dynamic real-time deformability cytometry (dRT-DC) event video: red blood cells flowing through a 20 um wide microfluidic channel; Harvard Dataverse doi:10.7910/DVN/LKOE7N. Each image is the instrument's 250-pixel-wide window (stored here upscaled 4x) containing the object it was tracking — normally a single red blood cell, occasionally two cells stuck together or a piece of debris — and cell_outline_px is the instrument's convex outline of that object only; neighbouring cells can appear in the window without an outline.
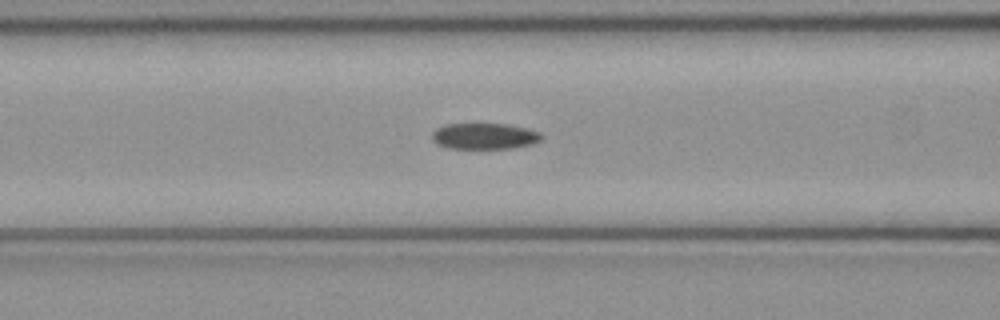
{"species": "common noctule bat (a hibernating species)", "species_latin": "Nyctalus noctula", "temperature_condition": "cold", "stored_images_in_passage": 43, "camera_frame_rate_fps": 3000, "um_per_image_px": 0.085, "animal": {"sex": "female", "body_mass_g": 21.9}, "frame": {"image": 1, "passage_image": 20, "time_ms": 6.333, "image_size_px": [1000, 320], "cell_outline_px": [[544, 136], [540, 140], [532, 144], [512, 148], [448, 148], [436, 144], [432, 140], [432, 132], [436, 128], [448, 124], [508, 124], [528, 128], [540, 132]], "centroid_in_image_um": [41.19, 11.57], "position_along_channel_um": 125.4, "area_um2": 16.7}}
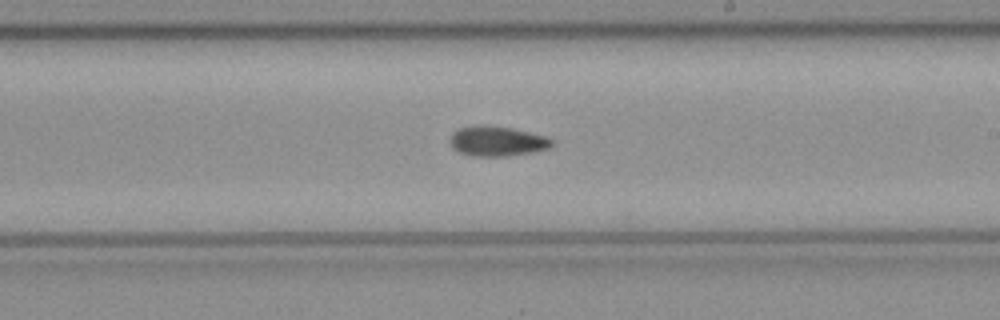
{"frame": {"image": 2, "passage_image": 29, "time_ms": 9.333, "image_size_px": [1000, 320], "cell_outline_px": [[552, 144], [548, 148], [532, 152], [504, 156], [472, 156], [460, 152], [452, 148], [448, 140], [452, 132], [460, 128], [512, 128], [548, 136], [552, 140]], "centroid_in_image_um": [42.26, 12.04], "position_along_channel_um": 246.7, "area_um2": 17.11}}
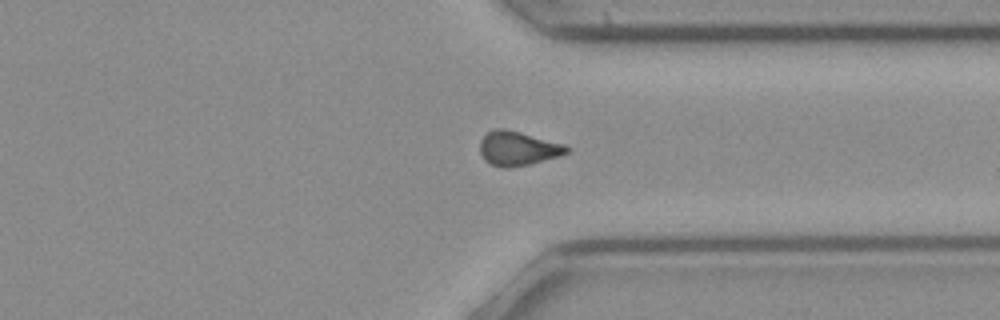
{"frame": {"image": 3, "passage_image": 38, "time_ms": 12.333, "image_size_px": [1000, 320], "cell_outline_px": [[572, 148], [568, 152], [560, 156], [528, 164], [508, 168], [504, 168], [492, 164], [484, 160], [480, 152], [480, 140], [488, 132], [496, 128], [504, 128], [520, 132], [564, 144]], "centroid_in_image_um": [44.02, 12.61], "position_along_channel_um": 367.4, "area_um2": 17.22}}